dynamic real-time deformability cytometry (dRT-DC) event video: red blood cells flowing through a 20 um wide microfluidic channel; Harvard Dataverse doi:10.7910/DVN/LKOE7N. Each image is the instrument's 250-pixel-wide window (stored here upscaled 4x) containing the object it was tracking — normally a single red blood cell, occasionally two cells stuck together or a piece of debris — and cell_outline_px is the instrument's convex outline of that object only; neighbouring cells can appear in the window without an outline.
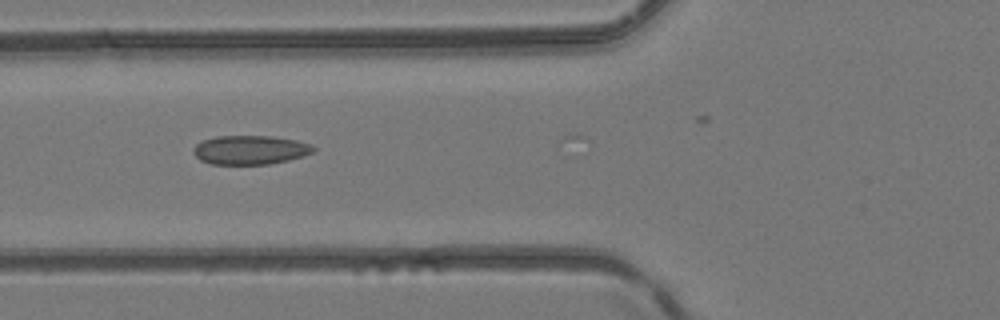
{"species": "common noctule bat (a hibernating species)", "species_latin": "Nyctalus noctula", "temperature_condition": "room temperature", "stored_images_in_passage": 3, "camera_frame_rate_fps": 3000, "um_per_image_px": 0.085, "animal": {"sex": "female", "body_mass_g": 24.6, "forearm_length_mm": 56.2}, "frame": {"image": 1, "passage_image": 3, "time_ms": 0.667, "image_size_px": [1000, 320], "cell_outline_px": [[316, 148], [312, 152], [304, 156], [288, 160], [268, 164], [212, 164], [200, 160], [192, 152], [192, 148], [200, 140], [216, 136], [272, 136], [296, 140], [312, 144]], "centroid_in_image_um": [21.24, 12.73], "position_along_channel_um": 104.6, "area_um2": 20.46}}